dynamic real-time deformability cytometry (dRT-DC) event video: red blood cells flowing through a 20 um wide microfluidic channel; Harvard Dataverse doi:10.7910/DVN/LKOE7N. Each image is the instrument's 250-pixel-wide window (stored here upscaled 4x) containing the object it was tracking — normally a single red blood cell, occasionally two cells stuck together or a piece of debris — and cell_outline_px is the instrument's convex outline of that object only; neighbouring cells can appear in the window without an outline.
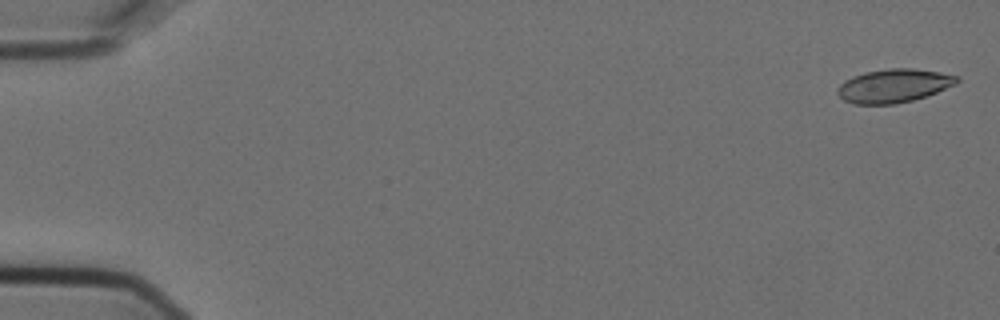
{"species": "Egyptian fruit bat (a non-hibernating species)", "species_latin": "Rousettus aegyptiacus", "temperature_condition": "cold", "stored_images_in_passage": 4, "camera_frame_rate_fps": 3000, "um_per_image_px": 0.085, "animal": {"sex": "female"}, "frame": {"image": 1, "passage_image": 1, "time_ms": 0.0, "image_size_px": [1000, 320], "cell_outline_px": [[960, 80], [956, 84], [936, 92], [912, 100], [896, 104], [852, 104], [844, 100], [836, 92], [836, 88], [844, 80], [852, 76], [864, 72], [888, 68], [912, 68], [940, 72], [960, 76]], "centroid_in_image_um": [75.95, 7.28], "position_along_channel_um": 9.1, "area_um2": 23.47}}